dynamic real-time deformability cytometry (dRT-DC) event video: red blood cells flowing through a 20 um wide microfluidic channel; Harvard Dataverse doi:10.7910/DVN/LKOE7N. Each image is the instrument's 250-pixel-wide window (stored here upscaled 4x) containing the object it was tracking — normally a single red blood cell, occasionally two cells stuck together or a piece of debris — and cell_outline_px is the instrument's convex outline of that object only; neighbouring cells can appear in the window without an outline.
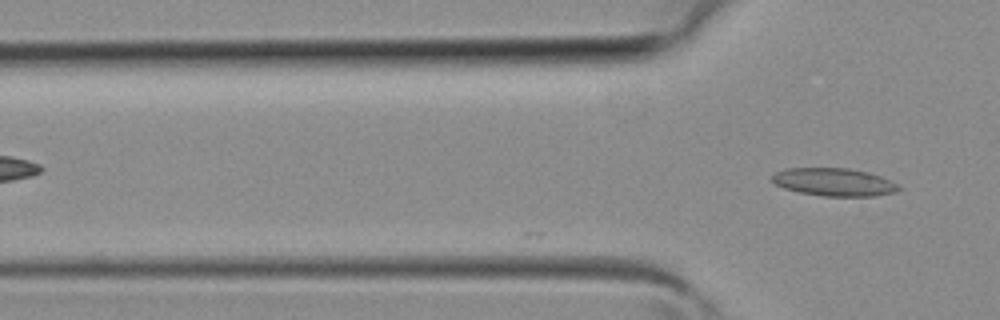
{"species": "common noctule bat (a hibernating species)", "species_latin": "Nyctalus noctula", "temperature_condition": "room temperature", "stored_images_in_passage": 6, "camera_frame_rate_fps": 3000, "um_per_image_px": 0.085, "animal": {"sex": "female", "body_mass_g": 19.3, "forearm_length_mm": 54.1}, "frame": {"image": 1, "passage_image": 6, "time_ms": 1.667, "image_size_px": [1000, 320], "cell_outline_px": [[900, 188], [896, 192], [876, 196], [824, 196], [800, 192], [784, 188], [776, 184], [772, 180], [772, 176], [776, 172], [788, 168], [848, 168], [868, 172], [880, 176], [896, 184]], "centroid_in_image_um": [70.89, 15.48], "position_along_channel_um": 54.9, "area_um2": 20.35}}